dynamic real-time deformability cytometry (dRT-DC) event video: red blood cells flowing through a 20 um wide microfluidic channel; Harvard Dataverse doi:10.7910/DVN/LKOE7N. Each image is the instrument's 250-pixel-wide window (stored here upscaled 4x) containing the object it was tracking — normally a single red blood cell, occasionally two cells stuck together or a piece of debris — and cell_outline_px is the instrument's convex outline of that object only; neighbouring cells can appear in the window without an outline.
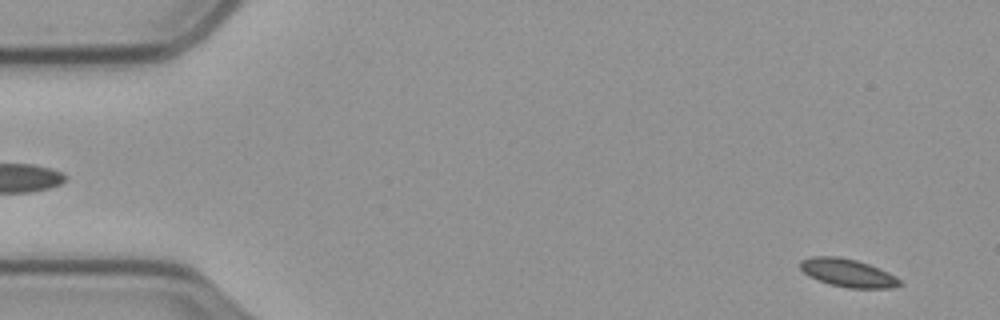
{"species": "common noctule bat (a hibernating species)", "species_latin": "Nyctalus noctula", "temperature_condition": "cold", "stored_images_in_passage": 14, "camera_frame_rate_fps": 3000, "um_per_image_px": 0.085, "animal": {"sex": "male", "body_mass_g": 23.1, "forearm_length_mm": 52.7}, "frame": {"image": 1, "passage_image": 3, "time_ms": 0.667, "image_size_px": [1000, 320], "cell_outline_px": [[904, 284], [892, 288], [848, 288], [828, 284], [808, 276], [800, 268], [800, 260], [812, 256], [836, 256], [856, 260], [880, 268], [896, 276]], "centroid_in_image_um": [72.07, 23.2], "position_along_channel_um": 12.9, "area_um2": 16.42}}